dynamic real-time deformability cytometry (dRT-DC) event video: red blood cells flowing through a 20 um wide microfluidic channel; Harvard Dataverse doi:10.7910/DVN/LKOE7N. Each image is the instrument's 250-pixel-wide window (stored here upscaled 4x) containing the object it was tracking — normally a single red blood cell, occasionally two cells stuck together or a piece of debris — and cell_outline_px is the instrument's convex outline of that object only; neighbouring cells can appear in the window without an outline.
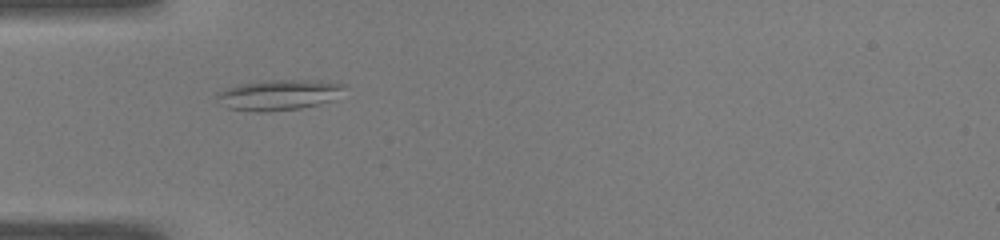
{"species": "common noctule bat (a hibernating species)", "species_latin": "Nyctalus noctula", "temperature_condition": "warm", "stored_images_in_passage": 35, "camera_frame_rate_fps": 3000, "um_per_image_px": 0.085, "animal": {"sex": "male", "body_mass_g": 19.0, "forearm_length_mm": 50.8}, "frame": {"image": 1, "passage_image": 1, "time_ms": 0.0, "image_size_px": [1000, 240], "cell_outline_px": [[348, 84], [344, 88], [328, 100], [316, 104], [300, 108], [264, 112], [256, 112], [228, 108], [216, 96], [216, 92], [240, 84], [268, 80], [320, 80]], "centroid_in_image_um": [23.66, 8.05], "position_along_channel_um": 61.3, "area_um2": 22.14}}
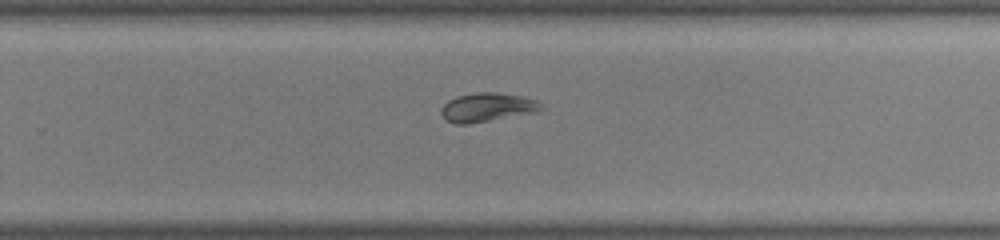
{"frame": {"image": 2, "passage_image": 18, "time_ms": 5.667, "image_size_px": [1000, 240], "cell_outline_px": [[548, 108], [540, 112], [468, 124], [456, 124], [448, 120], [440, 112], [440, 108], [448, 100], [456, 96], [476, 92], [496, 92], [520, 96], [536, 100]], "centroid_in_image_um": [41.48, 9.12], "position_along_channel_um": 288.3, "area_um2": 17.05}}
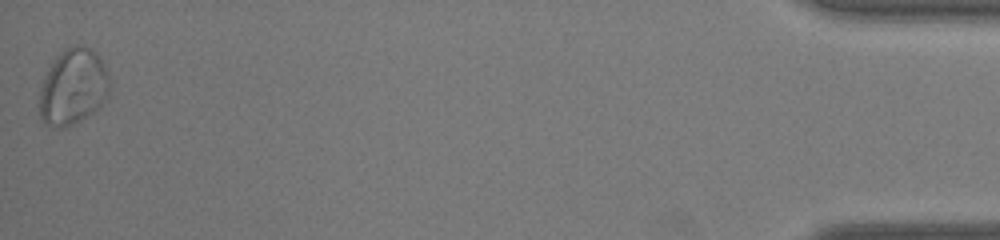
{"frame": {"image": 3, "passage_image": 35, "time_ms": 11.333, "image_size_px": [1000, 240], "cell_outline_px": [[112, 88], [108, 96], [100, 108], [80, 120], [72, 124], [60, 128], [56, 128], [44, 124], [40, 116], [40, 88], [52, 60], [60, 52], [76, 44], [80, 44], [96, 52], [104, 64]], "centroid_in_image_um": [6.24, 7.39], "position_along_channel_um": 429.0, "area_um2": 31.33}, "authors_computed_cell_mechanics": {"area_um2": 17.6868, "velocity_mm_per_s": 4.0713, "shape_relaxation_time_tau1_ms": null, "shape_relaxation_time_tau2_ms": 1.4852, "deformation_change_tau1": null, "deformation_change_tau2": 0.0631}}